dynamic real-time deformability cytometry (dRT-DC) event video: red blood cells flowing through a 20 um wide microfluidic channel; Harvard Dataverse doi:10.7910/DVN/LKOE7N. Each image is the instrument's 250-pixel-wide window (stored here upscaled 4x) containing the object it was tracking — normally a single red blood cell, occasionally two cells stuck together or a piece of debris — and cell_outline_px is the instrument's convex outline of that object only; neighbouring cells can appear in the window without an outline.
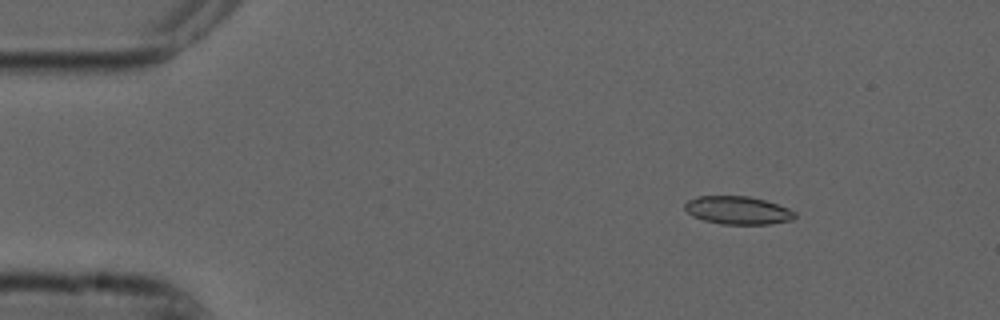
{"species": "common noctule bat (a hibernating species)", "species_latin": "Nyctalus noctula", "temperature_condition": "cold", "stored_images_in_passage": 55, "camera_frame_rate_fps": 3000, "um_per_image_px": 0.085, "animal": {"sex": "male", "forearm_length_mm": 52.5}, "frame": {"image": 1, "passage_image": 8, "time_ms": 2.333, "image_size_px": [1000, 320], "cell_outline_px": [[796, 216], [792, 220], [768, 224], [720, 224], [704, 220], [692, 216], [684, 208], [684, 204], [688, 200], [700, 196], [748, 196], [764, 200], [788, 208], [796, 212]], "centroid_in_image_um": [62.71, 17.88], "position_along_channel_um": 22.3, "area_um2": 17.92}}
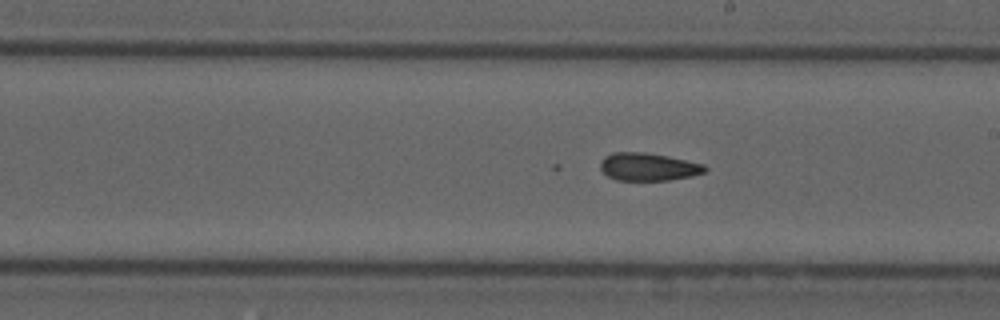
{"frame": {"image": 2, "passage_image": 31, "time_ms": 10.0, "image_size_px": [1000, 320], "cell_outline_px": [[708, 168], [704, 172], [692, 176], [668, 180], [616, 180], [608, 176], [600, 168], [600, 160], [604, 156], [612, 152], [644, 152], [668, 156], [704, 164]], "centroid_in_image_um": [55.08, 14.17], "position_along_channel_um": 233.9, "area_um2": 16.99}}
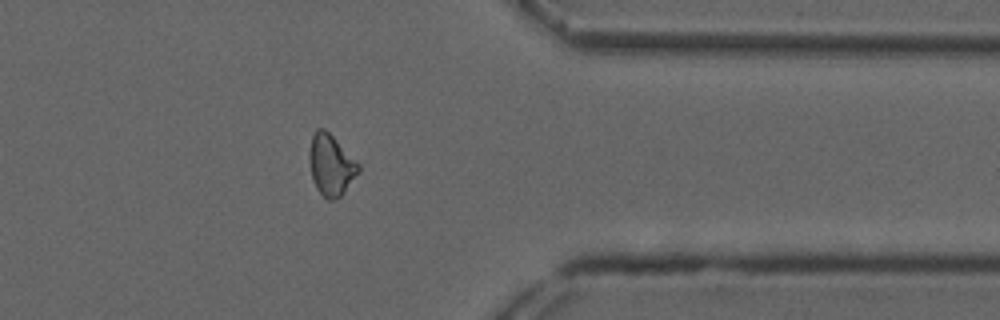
{"frame": {"image": 3, "passage_image": 44, "time_ms": 14.333, "image_size_px": [1000, 320], "cell_outline_px": [[360, 172], [344, 192], [340, 196], [332, 200], [328, 200], [316, 188], [312, 176], [308, 156], [312, 136], [316, 128], [324, 128], [360, 164]], "centroid_in_image_um": [28.14, 14.02], "position_along_channel_um": 383.3, "area_um2": 17.34}}